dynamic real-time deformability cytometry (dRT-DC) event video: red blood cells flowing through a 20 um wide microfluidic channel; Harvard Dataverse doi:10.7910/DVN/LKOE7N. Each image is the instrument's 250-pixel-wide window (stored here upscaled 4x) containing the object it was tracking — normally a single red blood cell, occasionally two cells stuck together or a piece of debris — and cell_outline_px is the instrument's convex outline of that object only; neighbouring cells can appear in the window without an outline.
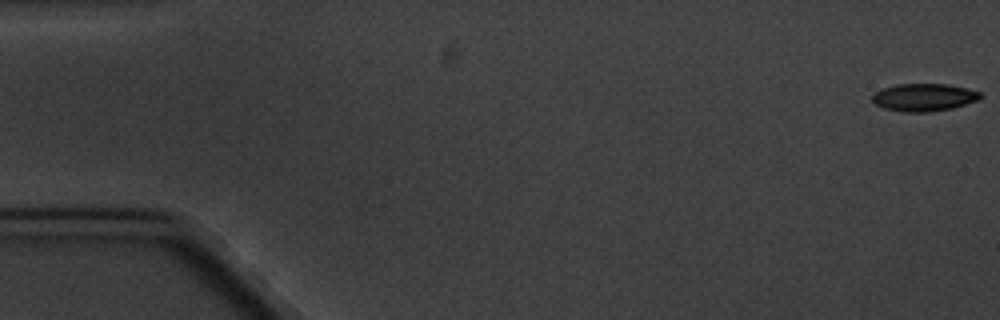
{"species": "common noctule bat (a hibernating species)", "species_latin": "Nyctalus noctula", "temperature_condition": "cold", "stored_images_in_passage": 6, "camera_frame_rate_fps": 3000, "um_per_image_px": 0.085, "animal": {"sex": "male", "body_mass_g": 20.1, "forearm_length_mm": 53.5}, "frame": {"image": 1, "passage_image": 1, "time_ms": 0.0, "image_size_px": [1000, 320], "cell_outline_px": [[984, 96], [980, 100], [952, 108], [928, 112], [904, 112], [884, 108], [876, 104], [872, 100], [872, 92], [896, 84], [948, 84], [980, 92]], "centroid_in_image_um": [78.54, 8.27], "position_along_channel_um": 6.5, "area_um2": 17.46}}
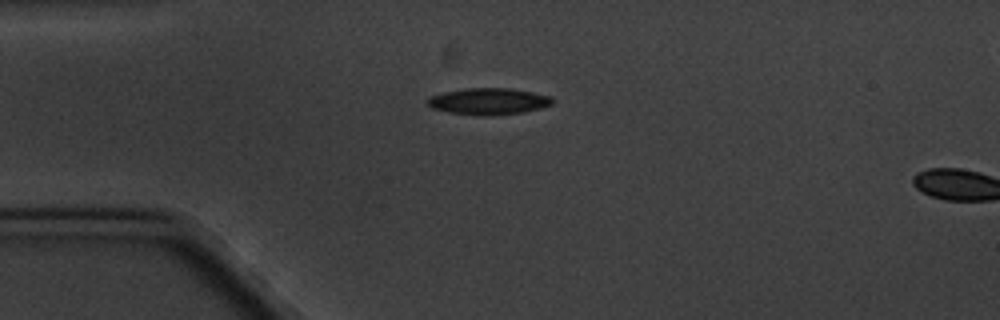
{"frame": {"image": 2, "passage_image": 5, "time_ms": 4.667, "image_size_px": [1000, 320], "cell_outline_px": [[556, 100], [552, 104], [540, 108], [524, 112], [484, 116], [476, 116], [448, 112], [432, 108], [428, 104], [428, 100], [432, 96], [444, 92], [464, 88], [508, 88], [532, 92], [552, 96]], "centroid_in_image_um": [41.57, 8.62], "position_along_channel_um": 43.4, "area_um2": 19.36}}